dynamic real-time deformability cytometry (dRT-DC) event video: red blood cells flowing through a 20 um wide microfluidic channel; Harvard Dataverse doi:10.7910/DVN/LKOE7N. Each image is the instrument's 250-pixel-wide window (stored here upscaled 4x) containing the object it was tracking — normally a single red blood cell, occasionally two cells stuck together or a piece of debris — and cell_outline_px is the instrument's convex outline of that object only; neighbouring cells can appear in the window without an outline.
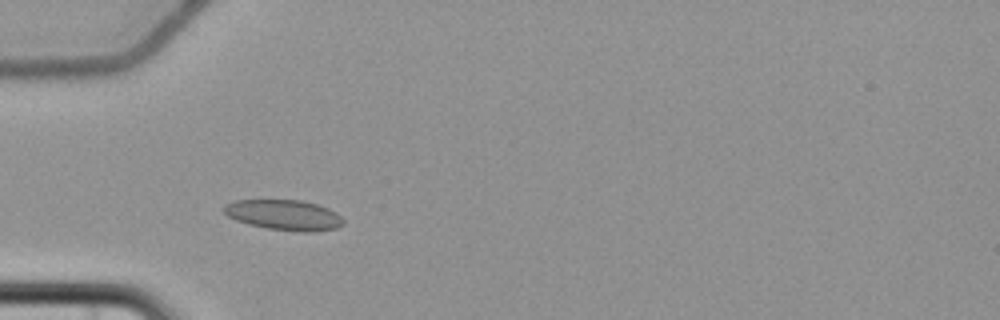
{"species": "common noctule bat (a hibernating species)", "species_latin": "Nyctalus noctula", "temperature_condition": "cold", "stored_images_in_passage": 4, "camera_frame_rate_fps": 3000, "um_per_image_px": 0.085, "animal": {"sex": "female", "body_mass_g": 22.7, "forearm_length_mm": 54.2}, "frame": {"image": 1, "passage_image": 4, "time_ms": 3.667, "image_size_px": [1000, 320], "cell_outline_px": [[344, 224], [336, 228], [312, 232], [300, 232], [268, 228], [248, 224], [236, 220], [228, 216], [220, 208], [224, 204], [232, 200], [300, 200], [316, 204], [328, 208], [336, 212], [344, 220]], "centroid_in_image_um": [24.11, 18.27], "position_along_channel_um": 60.9, "area_um2": 21.27}}